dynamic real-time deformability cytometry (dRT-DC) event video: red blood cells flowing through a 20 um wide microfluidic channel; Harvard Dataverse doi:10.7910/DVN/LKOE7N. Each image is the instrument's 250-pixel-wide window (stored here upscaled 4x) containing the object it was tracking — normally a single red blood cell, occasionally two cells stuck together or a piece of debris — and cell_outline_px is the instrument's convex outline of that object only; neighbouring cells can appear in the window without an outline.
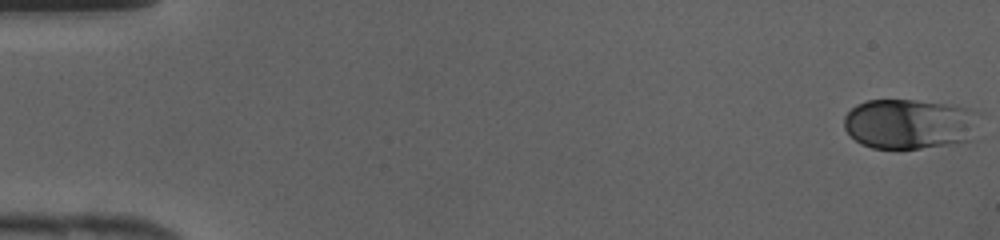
{"species": "human", "species_latin": "Homo sapiens", "temperature_condition": "cold", "stored_images_in_passage": 42, "camera_frame_rate_fps": 3000, "um_per_image_px": 0.085, "donor": {"sex": "female"}, "frame": {"image": 1, "passage_image": 1, "time_ms": 0.0, "image_size_px": [1000, 240], "cell_outline_px": [[980, 112], [968, 140], [948, 144], [920, 148], [872, 148], [860, 144], [844, 128], [844, 116], [856, 104], [868, 100], [912, 100], [944, 104], [968, 108]], "centroid_in_image_um": [77.25, 10.52], "position_along_channel_um": 7.8, "area_um2": 39.02}}
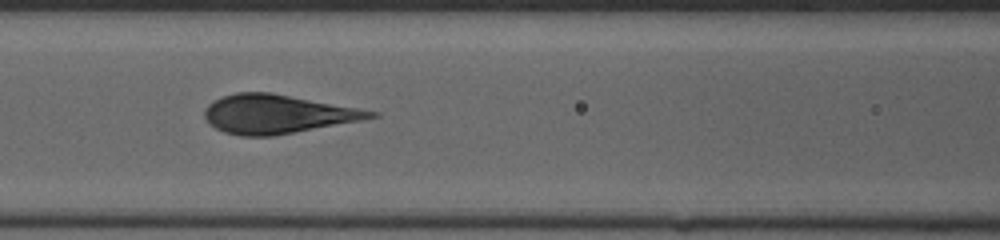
{"frame": {"image": 2, "passage_image": 19, "time_ms": 6.0, "image_size_px": [1000, 240], "cell_outline_px": [[380, 116], [360, 120], [272, 136], [240, 136], [224, 132], [208, 124], [204, 116], [204, 108], [212, 100], [220, 96], [236, 92], [272, 92], [360, 108], [380, 112]], "centroid_in_image_um": [23.52, 9.68], "position_along_channel_um": 143.1, "area_um2": 37.69}}
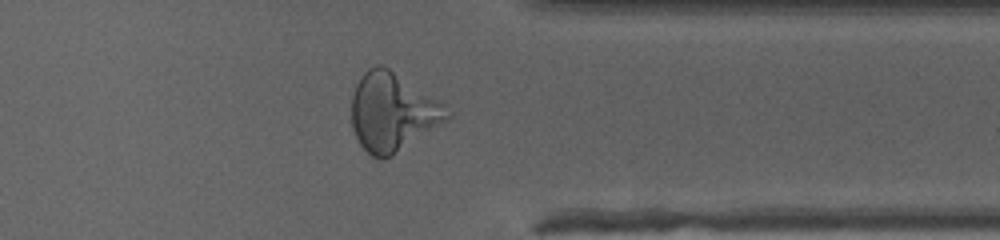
{"frame": {"image": 3, "passage_image": 34, "time_ms": 11.0, "image_size_px": [1000, 240], "cell_outline_px": [[452, 116], [448, 120], [392, 156], [380, 160], [372, 156], [360, 144], [352, 128], [352, 96], [356, 84], [360, 76], [368, 68], [376, 64], [380, 64], [388, 68], [448, 104], [452, 112]], "centroid_in_image_um": [33.4, 9.52], "position_along_channel_um": 378.0, "area_um2": 43.99}}